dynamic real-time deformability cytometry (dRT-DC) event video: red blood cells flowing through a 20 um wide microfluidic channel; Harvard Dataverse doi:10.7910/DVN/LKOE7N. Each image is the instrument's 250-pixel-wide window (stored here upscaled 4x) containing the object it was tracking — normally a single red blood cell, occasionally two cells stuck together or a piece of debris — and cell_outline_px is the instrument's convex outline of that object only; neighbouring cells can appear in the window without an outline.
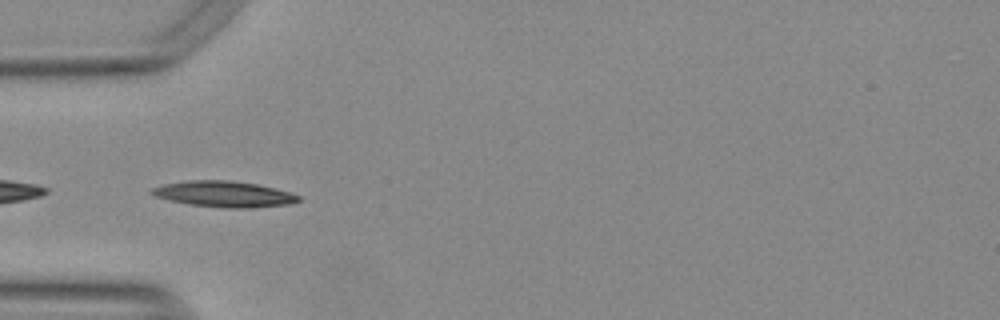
{"species": "Egyptian fruit bat (a non-hibernating species)", "species_latin": "Rousettus aegyptiacus", "temperature_condition": "warm", "stored_images_in_passage": 22, "camera_frame_rate_fps": 3000, "um_per_image_px": 0.085, "animal": {"sex": "female"}, "frame": {"image": 1, "passage_image": 1, "time_ms": 0.0, "image_size_px": [1000, 320], "cell_outline_px": [[300, 200], [292, 204], [248, 208], [224, 208], [188, 204], [168, 200], [156, 196], [152, 192], [152, 188], [164, 184], [192, 180], [228, 180], [256, 184], [288, 192], [300, 196]], "centroid_in_image_um": [19.05, 16.5], "position_along_channel_um": 65.9, "area_um2": 21.91}}
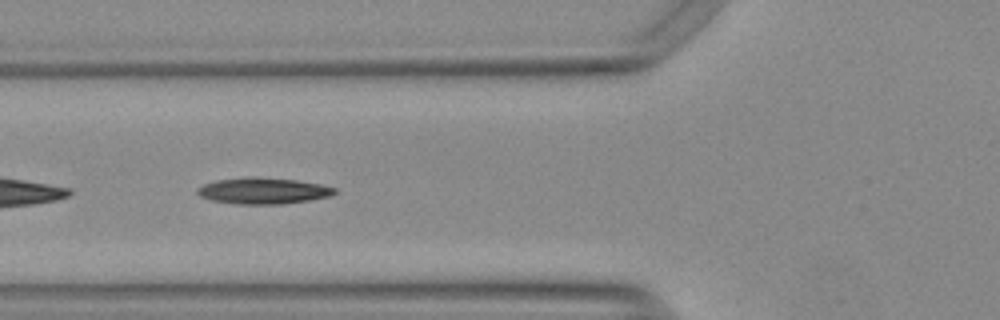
{"frame": {"image": 2, "passage_image": 4, "time_ms": 1.0, "image_size_px": [1000, 320], "cell_outline_px": [[336, 192], [328, 196], [308, 200], [284, 204], [236, 204], [212, 200], [200, 196], [196, 192], [196, 188], [204, 184], [216, 180], [248, 176], [296, 180], [320, 184], [336, 188]], "centroid_in_image_um": [22.33, 16.21], "position_along_channel_um": 103.5, "area_um2": 20.92}}
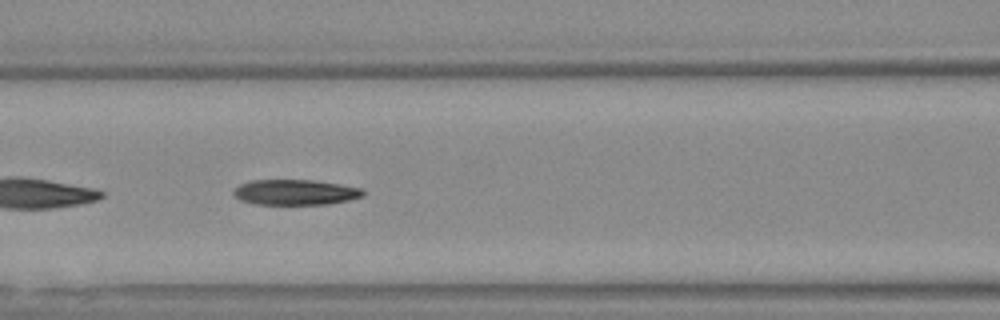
{"frame": {"image": 3, "passage_image": 7, "time_ms": 2.0, "image_size_px": [1000, 320], "cell_outline_px": [[364, 196], [348, 200], [328, 204], [256, 204], [240, 200], [232, 192], [240, 184], [252, 180], [312, 180], [340, 184], [364, 188]], "centroid_in_image_um": [25.13, 16.34], "position_along_channel_um": 141.5, "area_um2": 19.13}}